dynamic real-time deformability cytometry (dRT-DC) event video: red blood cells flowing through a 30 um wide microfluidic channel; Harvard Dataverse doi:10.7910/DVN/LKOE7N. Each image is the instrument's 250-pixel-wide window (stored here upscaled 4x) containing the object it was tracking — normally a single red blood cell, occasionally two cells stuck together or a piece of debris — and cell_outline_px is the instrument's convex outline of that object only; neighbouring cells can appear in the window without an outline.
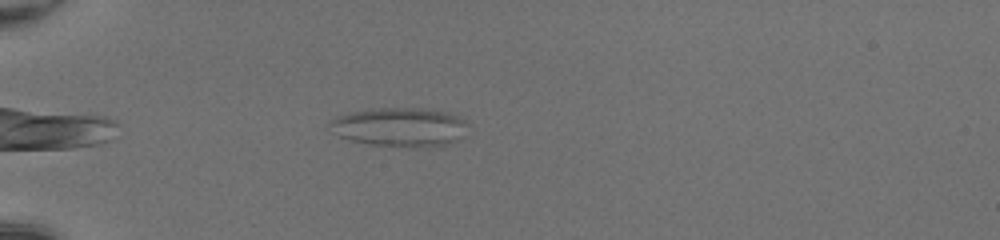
{"species": "common noctule bat (a hibernating species)", "species_latin": "Nyctalus noctula", "temperature_condition": "room temperature", "stored_images_in_passage": 36, "camera_frame_rate_fps": 3000, "um_per_image_px": 0.085, "animal": {"sex": "female", "body_mass_g": 20.0, "forearm_length_mm": 54.0}, "frame": {"image": 1, "passage_image": 1, "time_ms": 0.0, "image_size_px": [1000, 240], "cell_outline_px": [[464, 124], [452, 140], [444, 144], [368, 144], [352, 140], [340, 136], [328, 124], [328, 120], [336, 116], [348, 112], [372, 108], [424, 108], [444, 112], [456, 116], [464, 120]], "centroid_in_image_um": [33.78, 10.72], "position_along_channel_um": 51.2, "area_um2": 29.42}}
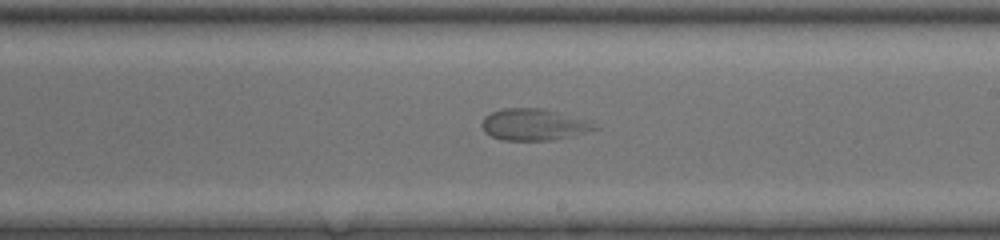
{"frame": {"image": 2, "passage_image": 17, "time_ms": 5.333, "image_size_px": [1000, 240], "cell_outline_px": [[600, 128], [572, 136], [552, 140], [500, 140], [484, 132], [480, 124], [484, 116], [492, 112], [504, 108], [544, 108], [592, 120]], "centroid_in_image_um": [45.41, 10.58], "position_along_channel_um": 243.6, "area_um2": 21.15}}
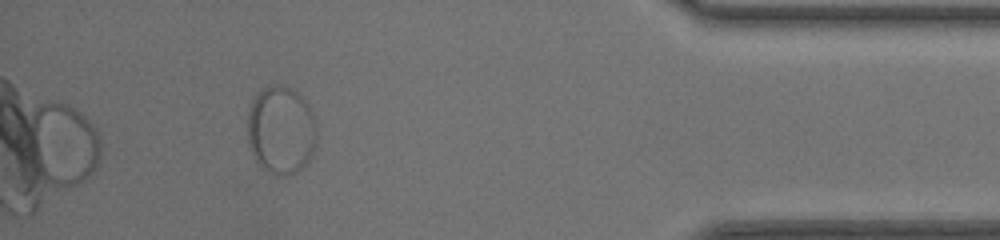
{"frame": {"image": 3, "passage_image": 32, "time_ms": 10.333, "image_size_px": [1000, 240], "cell_outline_px": [[316, 144], [312, 156], [308, 164], [292, 176], [280, 176], [264, 168], [256, 160], [248, 144], [248, 112], [252, 100], [256, 92], [272, 84], [276, 84], [292, 88], [308, 104], [316, 120]], "centroid_in_image_um": [23.91, 11.06], "position_along_channel_um": 411.3, "area_um2": 36.07}}